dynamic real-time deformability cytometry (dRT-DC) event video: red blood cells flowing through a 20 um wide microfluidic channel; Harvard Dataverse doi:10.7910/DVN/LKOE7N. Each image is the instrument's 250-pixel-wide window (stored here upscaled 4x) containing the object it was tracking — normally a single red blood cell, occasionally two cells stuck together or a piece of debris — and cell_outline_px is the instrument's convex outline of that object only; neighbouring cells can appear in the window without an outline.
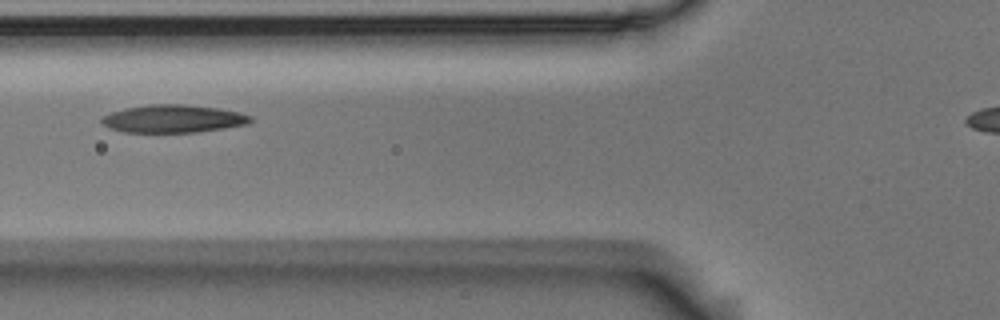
{"species": "Egyptian fruit bat (a non-hibernating species)", "species_latin": "Rousettus aegyptiacus", "temperature_condition": "room temperature", "stored_images_in_passage": 6, "camera_frame_rate_fps": 3000, "um_per_image_px": 0.085, "animal": {"sex": "male"}, "frame": {"image": 1, "passage_image": 3, "time_ms": 0.667, "image_size_px": [1000, 320], "cell_outline_px": [[252, 120], [248, 124], [224, 128], [196, 132], [124, 132], [108, 128], [100, 120], [104, 116], [112, 112], [124, 108], [148, 104], [184, 104], [216, 108], [240, 112], [252, 116]], "centroid_in_image_um": [14.72, 10.09], "position_along_channel_um": 111.1, "area_um2": 24.1}}
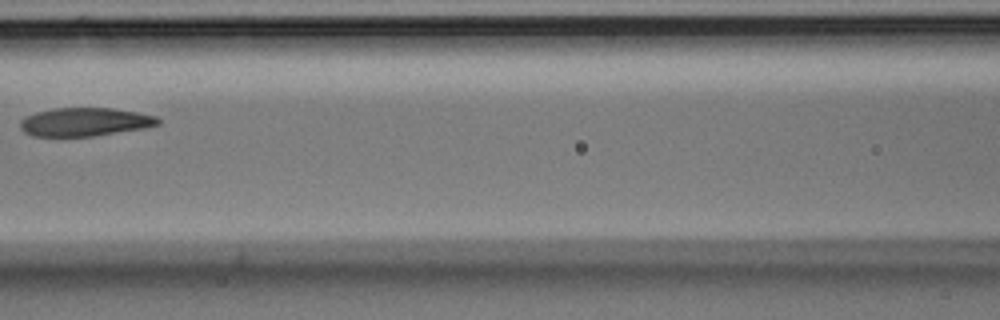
{"frame": {"image": 2, "passage_image": 4, "time_ms": 1.0, "image_size_px": [1000, 320], "cell_outline_px": [[160, 124], [144, 128], [92, 136], [32, 136], [24, 132], [20, 128], [20, 120], [36, 112], [56, 108], [112, 108], [136, 112], [156, 116], [160, 120]], "centroid_in_image_um": [7.21, 10.36], "position_along_channel_um": 159.4, "area_um2": 22.66}}
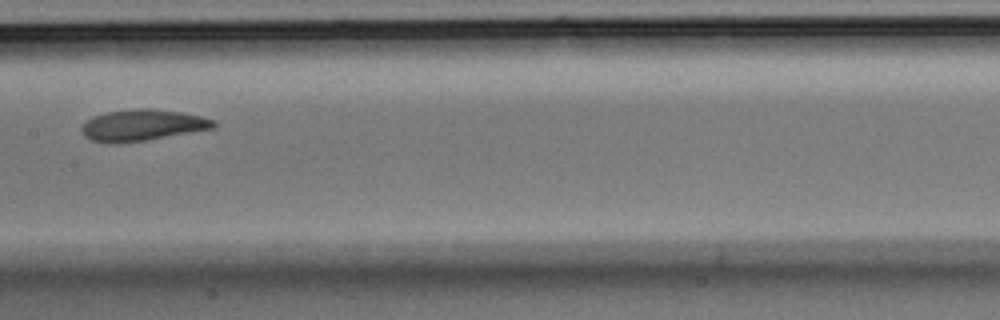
{"frame": {"image": 3, "passage_image": 5, "time_ms": 1.333, "image_size_px": [1000, 320], "cell_outline_px": [[216, 124], [212, 128], [144, 140], [120, 144], [108, 144], [92, 140], [84, 136], [80, 128], [92, 116], [108, 112], [132, 108], [152, 108], [180, 112], [200, 116], [216, 120]], "centroid_in_image_um": [12.05, 10.64], "position_along_channel_um": 195.4, "area_um2": 23.99}}